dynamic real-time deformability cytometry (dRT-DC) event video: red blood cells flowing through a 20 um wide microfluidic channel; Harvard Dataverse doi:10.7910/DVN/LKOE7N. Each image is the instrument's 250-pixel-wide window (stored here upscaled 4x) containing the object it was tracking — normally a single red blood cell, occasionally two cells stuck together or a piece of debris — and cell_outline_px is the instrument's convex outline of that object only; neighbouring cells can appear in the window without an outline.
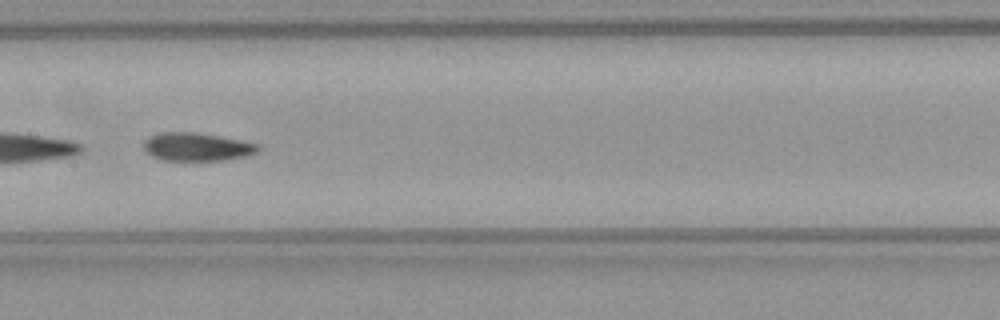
{"species": "common noctule bat (a hibernating species)", "species_latin": "Nyctalus noctula", "temperature_condition": "warm", "stored_images_in_passage": 28, "camera_frame_rate_fps": 3000, "um_per_image_px": 0.085, "animal": {"sex": "female", "body_mass_g": 21.9}, "frame": {"image": 1, "passage_image": 20, "time_ms": 6.333, "image_size_px": [1000, 320], "cell_outline_px": [[260, 148], [256, 152], [248, 156], [224, 160], [160, 160], [144, 152], [144, 140], [148, 136], [160, 132], [196, 132], [240, 140], [260, 144]], "centroid_in_image_um": [16.7, 12.48], "position_along_channel_um": 190.7, "area_um2": 18.96}}